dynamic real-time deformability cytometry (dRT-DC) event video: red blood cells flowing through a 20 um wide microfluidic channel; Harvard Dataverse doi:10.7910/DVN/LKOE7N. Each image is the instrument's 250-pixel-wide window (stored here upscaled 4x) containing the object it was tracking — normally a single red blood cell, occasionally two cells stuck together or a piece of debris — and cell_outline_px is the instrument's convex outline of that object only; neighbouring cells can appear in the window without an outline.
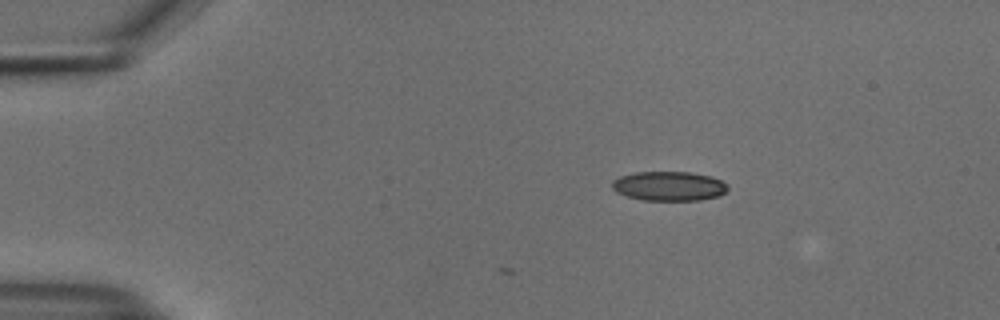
{"species": "common noctule bat (a hibernating species)", "species_latin": "Nyctalus noctula", "temperature_condition": "cold", "stored_images_in_passage": 3, "camera_frame_rate_fps": 3000, "um_per_image_px": 0.085, "animal": {"sex": "male", "body_mass_g": 18.8}, "frame": {"image": 1, "passage_image": 3, "time_ms": 0.667, "image_size_px": [1000, 320], "cell_outline_px": [[728, 188], [720, 196], [700, 200], [644, 200], [628, 196], [616, 192], [612, 188], [612, 180], [620, 176], [636, 172], [688, 172], [712, 176], [728, 184]], "centroid_in_image_um": [56.87, 15.81], "position_along_channel_um": 28.1, "area_um2": 19.83}}